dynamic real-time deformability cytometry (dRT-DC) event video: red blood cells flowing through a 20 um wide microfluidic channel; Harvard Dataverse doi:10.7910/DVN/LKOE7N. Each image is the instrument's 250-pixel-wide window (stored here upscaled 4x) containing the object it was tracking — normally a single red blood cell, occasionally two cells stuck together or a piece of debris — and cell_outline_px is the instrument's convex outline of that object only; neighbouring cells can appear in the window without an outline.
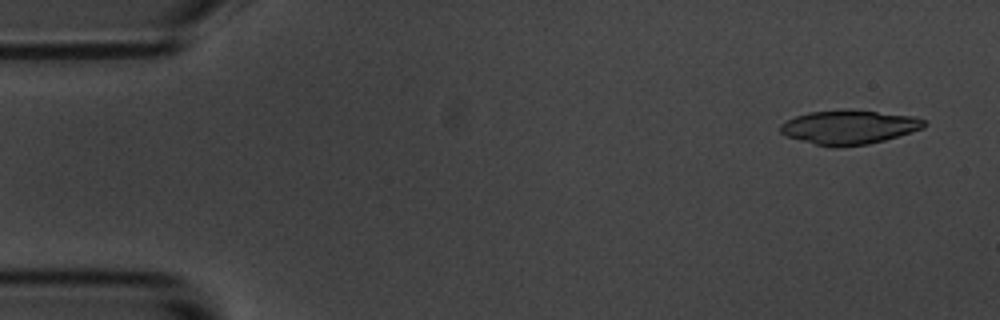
{"species": "common noctule bat (a hibernating species)", "species_latin": "Nyctalus noctula", "temperature_condition": "room temperature", "stored_images_in_passage": 8, "camera_frame_rate_fps": 3000, "um_per_image_px": 0.085, "animal": {"sex": "male", "body_mass_g": 20.1, "forearm_length_mm": 53.5}, "frame": {"image": 1, "passage_image": 1, "time_ms": 0.0, "image_size_px": [1000, 320], "cell_outline_px": [[928, 124], [924, 128], [884, 140], [868, 144], [840, 148], [832, 148], [784, 136], [780, 132], [780, 124], [796, 116], [808, 112], [844, 108], [912, 116], [924, 120]], "centroid_in_image_um": [72.14, 10.81], "position_along_channel_um": 12.9, "area_um2": 28.84}}